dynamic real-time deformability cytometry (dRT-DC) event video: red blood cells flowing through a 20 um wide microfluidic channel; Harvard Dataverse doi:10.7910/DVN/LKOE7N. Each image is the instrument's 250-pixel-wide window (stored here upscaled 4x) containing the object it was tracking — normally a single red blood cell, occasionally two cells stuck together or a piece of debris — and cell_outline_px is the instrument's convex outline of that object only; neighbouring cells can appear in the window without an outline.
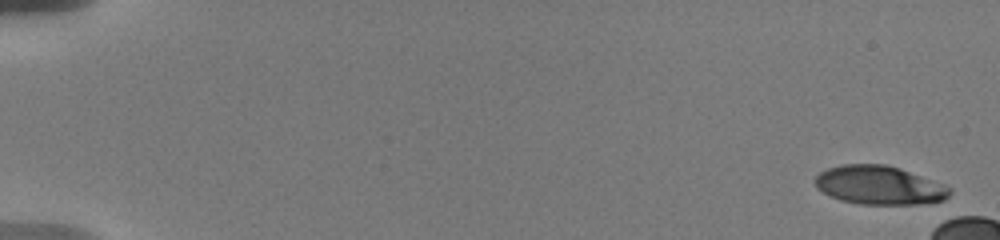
{"species": "human", "species_latin": "Homo sapiens", "temperature_condition": "warm", "stored_images_in_passage": 7, "camera_frame_rate_fps": 3000, "um_per_image_px": 0.085, "donor": {"sex": "male"}, "frame": {"image": 1, "passage_image": 1, "time_ms": 0.0, "image_size_px": [1000, 240], "cell_outline_px": [[952, 192], [944, 200], [916, 204], [860, 204], [840, 200], [828, 196], [816, 188], [812, 180], [820, 172], [828, 168], [840, 164], [884, 164], [900, 168], [944, 184], [952, 188]], "centroid_in_image_um": [74.7, 15.74], "position_along_channel_um": 10.3, "area_um2": 30.63}}